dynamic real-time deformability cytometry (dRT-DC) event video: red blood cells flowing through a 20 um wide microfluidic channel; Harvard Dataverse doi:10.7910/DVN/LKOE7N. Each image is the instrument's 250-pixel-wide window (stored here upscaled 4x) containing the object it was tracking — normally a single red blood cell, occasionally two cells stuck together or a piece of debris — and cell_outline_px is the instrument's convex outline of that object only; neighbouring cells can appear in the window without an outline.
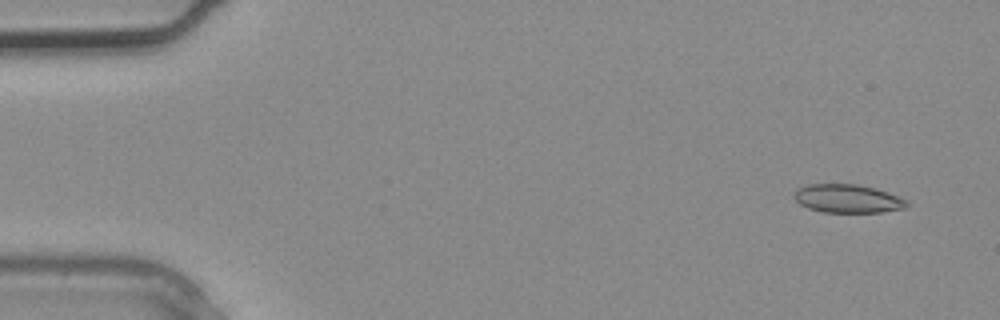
{"species": "common noctule bat (a hibernating species)", "species_latin": "Nyctalus noctula", "temperature_condition": "warm", "stored_images_in_passage": 4, "camera_frame_rate_fps": 3000, "um_per_image_px": 0.085, "animal": {"sex": "male", "body_mass_g": 20.4}, "frame": {"image": 1, "passage_image": 1, "time_ms": 0.0, "image_size_px": [1000, 320], "cell_outline_px": [[912, 204], [904, 208], [880, 212], [824, 212], [808, 208], [800, 204], [792, 196], [796, 188], [808, 184], [856, 184], [876, 188], [908, 200]], "centroid_in_image_um": [72.05, 16.87], "position_along_channel_um": 13.0, "area_um2": 18.79}}